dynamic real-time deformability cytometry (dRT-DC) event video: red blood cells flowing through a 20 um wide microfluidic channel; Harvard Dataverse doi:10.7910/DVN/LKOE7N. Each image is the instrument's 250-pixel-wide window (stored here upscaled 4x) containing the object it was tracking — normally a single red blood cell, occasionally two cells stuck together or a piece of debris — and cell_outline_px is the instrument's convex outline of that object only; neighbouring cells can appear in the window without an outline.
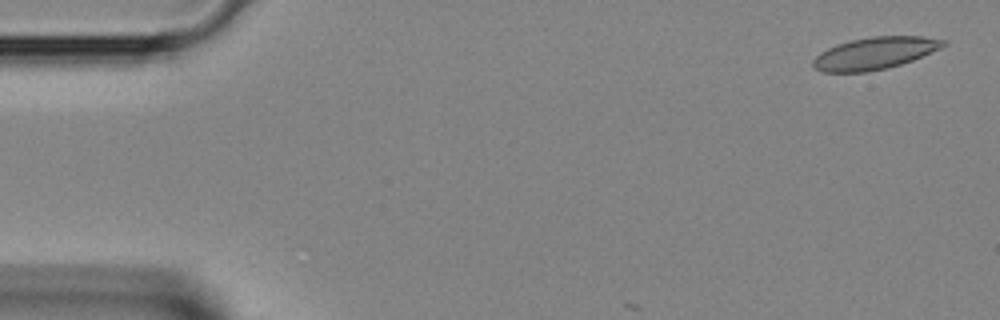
{"species": "Egyptian fruit bat (a non-hibernating species)", "species_latin": "Rousettus aegyptiacus", "temperature_condition": "room temperature", "stored_images_in_passage": 3, "camera_frame_rate_fps": 3000, "um_per_image_px": 0.085, "animal": {"sex": "female"}, "frame": {"image": 1, "passage_image": 1, "time_ms": 0.0, "image_size_px": [1000, 320], "cell_outline_px": [[948, 44], [940, 48], [912, 60], [888, 68], [868, 72], [824, 72], [816, 68], [812, 64], [812, 60], [820, 52], [836, 44], [852, 40], [872, 36], [924, 36], [948, 40]], "centroid_in_image_um": [74.37, 4.52], "position_along_channel_um": 10.6, "area_um2": 24.39}}